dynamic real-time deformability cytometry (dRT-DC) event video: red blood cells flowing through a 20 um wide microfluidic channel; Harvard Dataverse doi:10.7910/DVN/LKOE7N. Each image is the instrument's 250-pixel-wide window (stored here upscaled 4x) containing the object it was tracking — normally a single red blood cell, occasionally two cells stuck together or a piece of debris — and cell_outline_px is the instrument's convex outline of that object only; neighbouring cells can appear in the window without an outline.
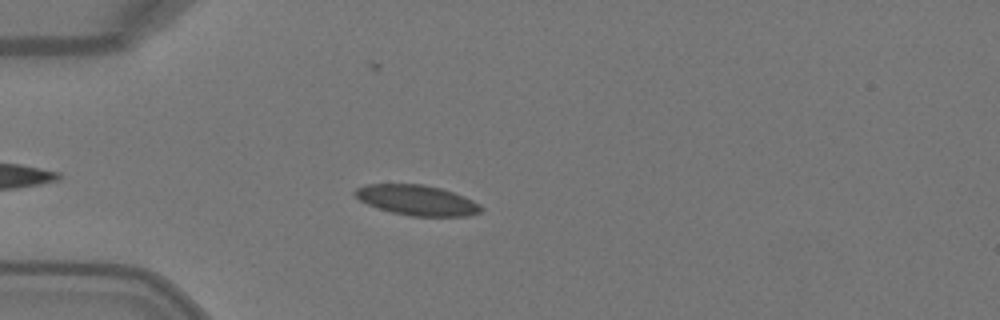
{"species": "Egyptian fruit bat (a non-hibernating species)", "species_latin": "Rousettus aegyptiacus", "temperature_condition": "warm", "stored_images_in_passage": 39, "camera_frame_rate_fps": 3000, "um_per_image_px": 0.085, "animal": {"sex": "female"}, "frame": {"image": 1, "passage_image": 6, "time_ms": 1.667, "image_size_px": [1000, 320], "cell_outline_px": [[484, 208], [480, 212], [468, 216], [412, 216], [392, 212], [368, 204], [360, 200], [352, 192], [356, 188], [364, 184], [424, 184], [440, 188], [464, 196], [480, 204]], "centroid_in_image_um": [35.45, 17.01], "position_along_channel_um": 49.6, "area_um2": 22.14}}
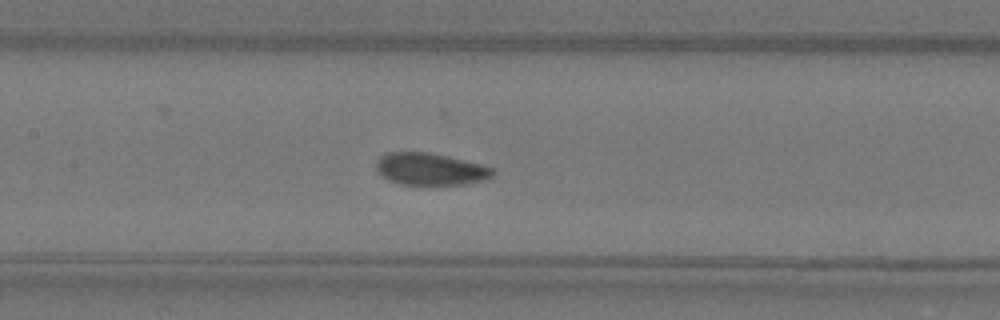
{"frame": {"image": 2, "passage_image": 16, "time_ms": 5.0, "image_size_px": [1000, 320], "cell_outline_px": [[496, 172], [492, 176], [484, 180], [464, 184], [400, 184], [388, 180], [380, 176], [376, 168], [376, 164], [380, 156], [388, 152], [428, 152], [448, 156], [480, 164], [492, 168]], "centroid_in_image_um": [36.55, 14.37], "position_along_channel_um": 170.9, "area_um2": 21.73}}
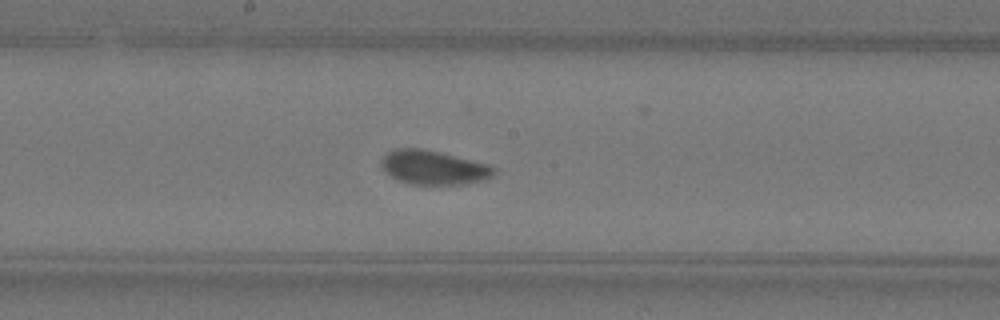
{"frame": {"image": 3, "passage_image": 19, "time_ms": 6.0, "image_size_px": [1000, 320], "cell_outline_px": [[496, 172], [488, 180], [468, 184], [412, 184], [400, 180], [392, 176], [380, 164], [380, 160], [388, 152], [396, 148], [424, 148], [488, 164], [496, 168]], "centroid_in_image_um": [36.91, 14.23], "position_along_channel_um": 211.3, "area_um2": 22.37}, "authors_computed_cell_mechanics": {"area_um2": 22.3108, "velocity_mm_per_s": 4.0692, "shape_relaxation_time_tau1_ms": 4.4641, "shape_relaxation_time_tau2_ms": 0.7236, "deformation_change_tau1": 0.1205, "deformation_change_tau2": 0.057}}